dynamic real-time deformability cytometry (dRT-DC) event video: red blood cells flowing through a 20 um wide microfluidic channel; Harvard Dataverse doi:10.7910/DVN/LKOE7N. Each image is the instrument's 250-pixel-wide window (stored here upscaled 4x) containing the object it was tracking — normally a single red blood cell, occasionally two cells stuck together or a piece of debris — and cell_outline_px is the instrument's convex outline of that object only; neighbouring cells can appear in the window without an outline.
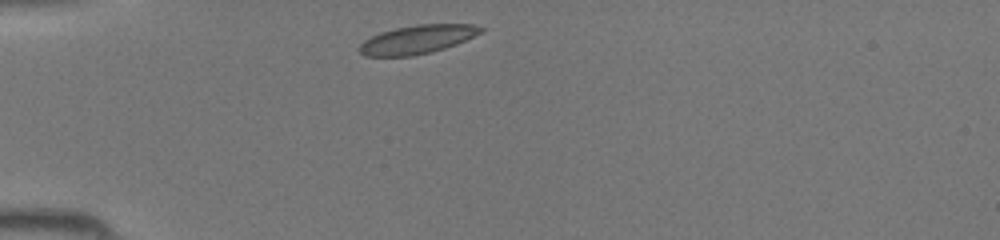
{"species": "common noctule bat (a hibernating species)", "species_latin": "Nyctalus noctula", "temperature_condition": "room temperature", "stored_images_in_passage": 33, "camera_frame_rate_fps": 3000, "um_per_image_px": 0.085, "animal": {"sex": "female", "body_mass_g": 19.5, "forearm_length_mm": 54.1}, "frame": {"image": 1, "passage_image": 1, "time_ms": 0.0, "image_size_px": [1000, 240], "cell_outline_px": [[484, 32], [456, 44], [432, 52], [412, 56], [364, 56], [360, 52], [360, 44], [364, 40], [380, 32], [396, 28], [416, 24], [472, 24], [484, 28]], "centroid_in_image_um": [35.49, 3.35], "position_along_channel_um": 49.5, "area_um2": 20.23}}
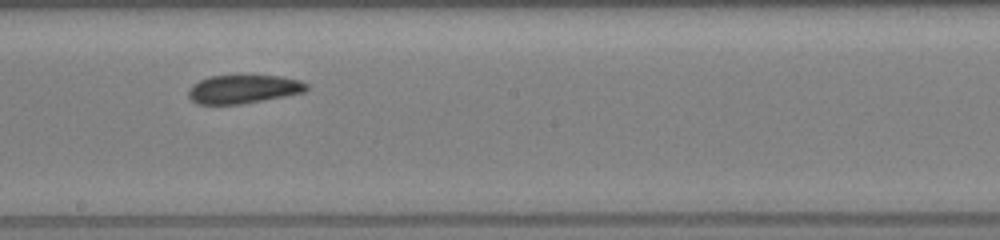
{"frame": {"image": 2, "passage_image": 14, "time_ms": 4.333, "image_size_px": [1000, 240], "cell_outline_px": [[308, 88], [304, 92], [284, 96], [240, 104], [196, 104], [188, 96], [188, 88], [192, 84], [200, 80], [212, 76], [236, 72], [280, 76], [300, 80], [308, 84]], "centroid_in_image_um": [20.66, 7.52], "position_along_channel_um": 227.5, "area_um2": 20.46}}
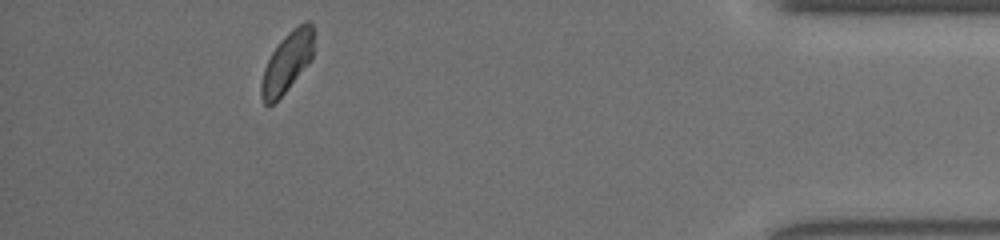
{"frame": {"image": 3, "passage_image": 29, "time_ms": 9.333, "image_size_px": [1000, 240], "cell_outline_px": [[316, 48], [312, 60], [284, 92], [272, 104], [264, 104], [260, 96], [260, 84], [264, 68], [272, 52], [280, 40], [292, 28], [304, 20], [308, 20], [312, 24], [316, 32]], "centroid_in_image_um": [24.47, 5.2], "position_along_channel_um": 410.7, "area_um2": 18.96}}